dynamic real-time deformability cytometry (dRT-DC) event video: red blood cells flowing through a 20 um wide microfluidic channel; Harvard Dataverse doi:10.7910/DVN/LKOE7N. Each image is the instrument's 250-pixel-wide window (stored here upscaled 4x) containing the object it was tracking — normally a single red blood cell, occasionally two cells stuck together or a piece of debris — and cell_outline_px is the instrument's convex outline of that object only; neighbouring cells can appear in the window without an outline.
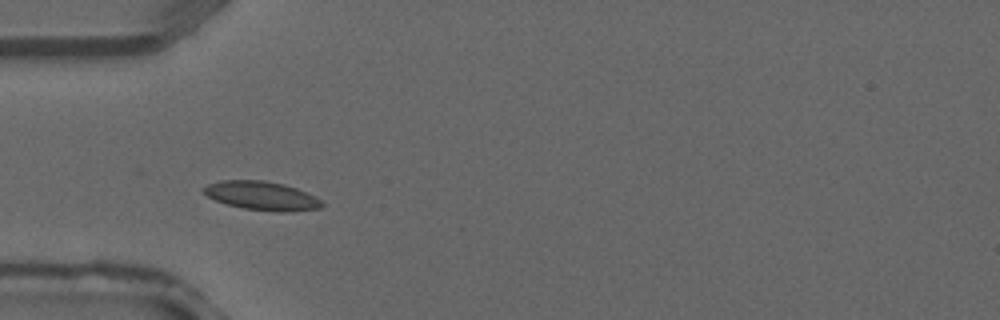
{"species": "common noctule bat (a hibernating species)", "species_latin": "Nyctalus noctula", "temperature_condition": "warm", "stored_images_in_passage": 37, "camera_frame_rate_fps": 3000, "um_per_image_px": 0.085, "animal": {"sex": "male", "forearm_length_mm": 52.5}, "frame": {"image": 1, "passage_image": 10, "time_ms": 3.0, "image_size_px": [1000, 320], "cell_outline_px": [[324, 204], [320, 208], [288, 212], [276, 212], [244, 208], [228, 204], [216, 200], [208, 196], [200, 188], [208, 184], [220, 180], [264, 180], [284, 184], [296, 188], [320, 200]], "centroid_in_image_um": [22.22, 16.63], "position_along_channel_um": 62.8, "area_um2": 19.65}}
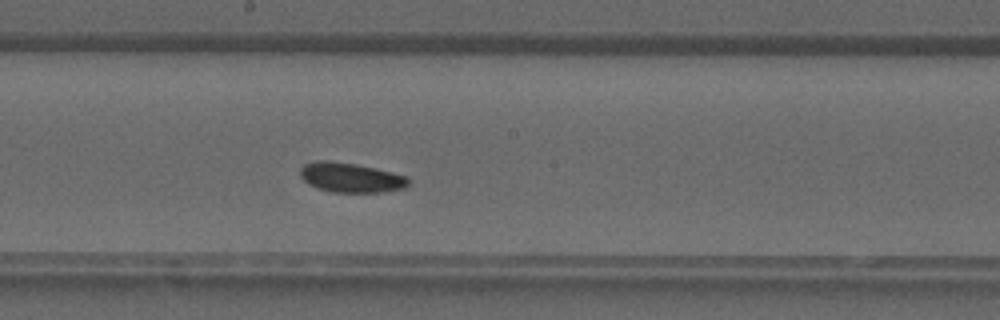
{"frame": {"image": 2, "passage_image": 19, "time_ms": 6.0, "image_size_px": [1000, 320], "cell_outline_px": [[412, 180], [408, 188], [380, 192], [332, 192], [316, 188], [308, 184], [300, 176], [300, 168], [304, 164], [316, 160], [328, 160], [352, 164], [392, 172], [408, 176]], "centroid_in_image_um": [29.84, 15.1], "position_along_channel_um": 218.4, "area_um2": 18.84}}
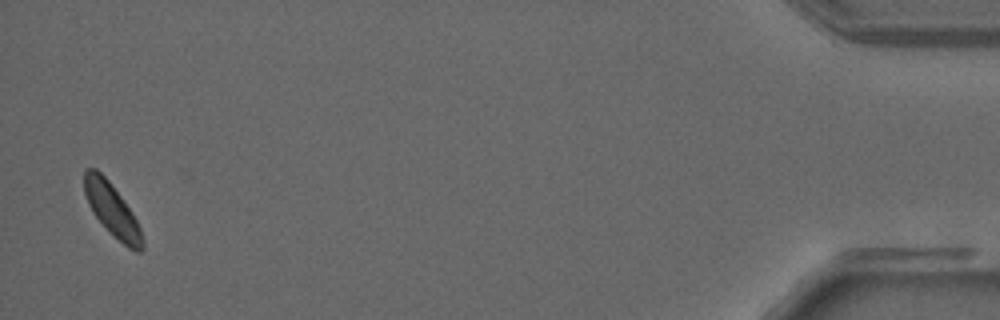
{"frame": {"image": 3, "passage_image": 36, "time_ms": 11.667, "image_size_px": [1000, 320], "cell_outline_px": [[144, 248], [140, 252], [136, 252], [128, 248], [92, 212], [88, 204], [84, 192], [84, 168], [96, 168], [108, 180], [132, 212], [140, 228], [144, 244]], "centroid_in_image_um": [9.52, 17.81], "position_along_channel_um": 425.7, "area_um2": 17.34}}